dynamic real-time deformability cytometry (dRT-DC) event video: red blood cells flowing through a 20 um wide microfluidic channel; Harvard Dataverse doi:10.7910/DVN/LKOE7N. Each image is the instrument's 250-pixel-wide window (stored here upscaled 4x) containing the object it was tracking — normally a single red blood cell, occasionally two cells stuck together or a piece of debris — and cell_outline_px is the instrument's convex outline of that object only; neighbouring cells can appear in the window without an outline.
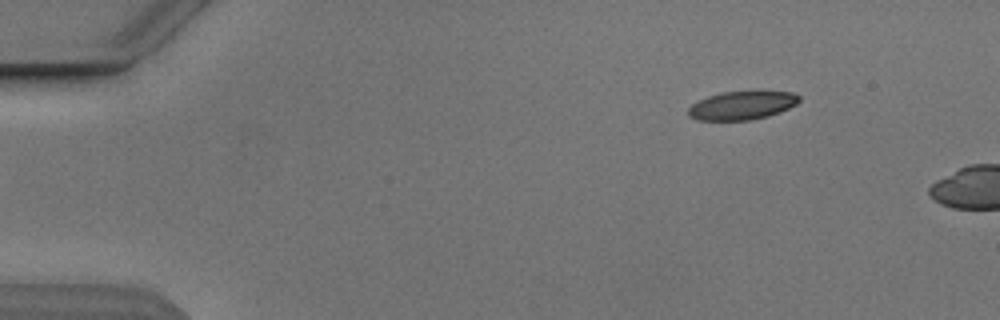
{"species": "Egyptian fruit bat (a non-hibernating species)", "species_latin": "Rousettus aegyptiacus", "temperature_condition": "cold", "stored_images_in_passage": 2, "camera_frame_rate_fps": 3000, "um_per_image_px": 0.085, "animal": {"sex": "male"}, "frame": {"image": 1, "passage_image": 1, "time_ms": 0.0, "image_size_px": [1000, 320], "cell_outline_px": [[800, 100], [796, 104], [780, 112], [768, 116], [748, 120], [696, 120], [688, 116], [688, 108], [692, 104], [708, 96], [720, 92], [792, 92], [800, 96]], "centroid_in_image_um": [63.04, 8.97], "position_along_channel_um": 22.0, "area_um2": 18.21}}